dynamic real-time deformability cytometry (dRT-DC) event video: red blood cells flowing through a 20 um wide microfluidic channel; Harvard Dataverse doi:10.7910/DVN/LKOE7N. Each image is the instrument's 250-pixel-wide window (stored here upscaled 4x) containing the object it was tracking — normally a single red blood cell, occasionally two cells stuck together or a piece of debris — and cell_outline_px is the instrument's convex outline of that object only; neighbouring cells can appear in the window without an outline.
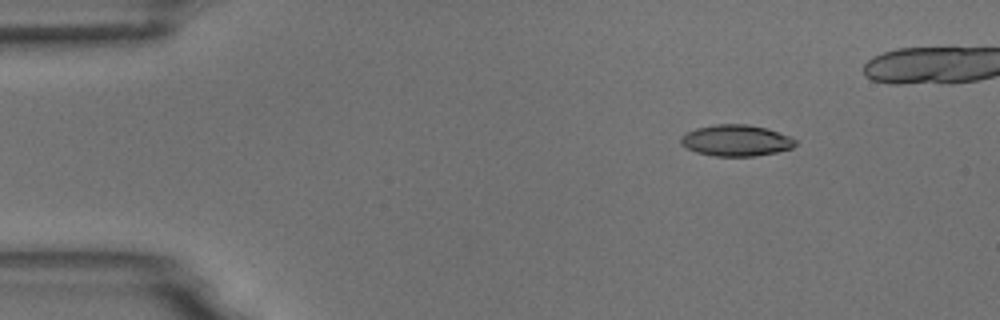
{"species": "common noctule bat (a hibernating species)", "species_latin": "Nyctalus noctula", "temperature_condition": "room temperature", "stored_images_in_passage": 6, "camera_frame_rate_fps": 3000, "um_per_image_px": 0.085, "animal": {"sex": "male", "body_mass_g": 18.8}, "frame": {"image": 1, "passage_image": 6, "time_ms": 1.667, "image_size_px": [1000, 320], "cell_outline_px": [[796, 144], [792, 148], [776, 152], [756, 156], [712, 156], [696, 152], [680, 144], [680, 136], [696, 128], [716, 124], [748, 124], [764, 128], [788, 136], [796, 140]], "centroid_in_image_um": [62.53, 11.95], "position_along_channel_um": 22.5, "area_um2": 20.75}}